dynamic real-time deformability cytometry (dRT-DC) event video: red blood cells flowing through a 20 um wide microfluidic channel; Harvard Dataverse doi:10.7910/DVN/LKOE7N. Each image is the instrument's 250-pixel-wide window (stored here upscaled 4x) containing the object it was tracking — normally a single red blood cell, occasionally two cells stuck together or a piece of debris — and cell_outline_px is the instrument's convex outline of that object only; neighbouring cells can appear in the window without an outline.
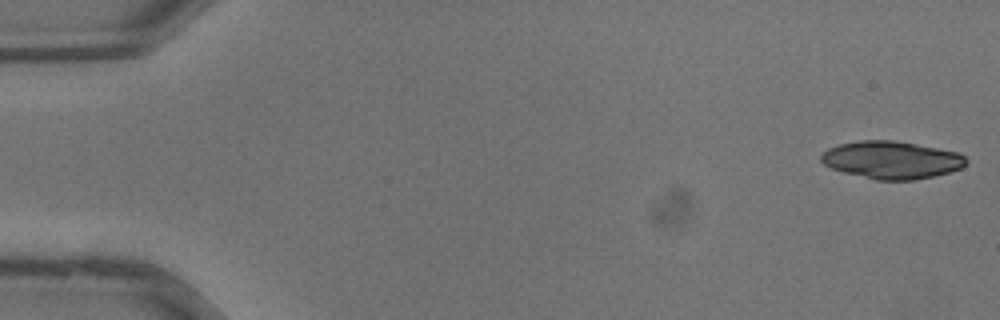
{"species": "common noctule bat (a hibernating species)", "species_latin": "Nyctalus noctula", "temperature_condition": "warm", "stored_images_in_passage": 6, "camera_frame_rate_fps": 3000, "um_per_image_px": 0.085, "animal": {"sex": "male", "body_mass_g": 13.3}, "frame": {"image": 1, "passage_image": 1, "time_ms": 0.0, "image_size_px": [1000, 320], "cell_outline_px": [[968, 160], [960, 168], [948, 172], [932, 176], [912, 180], [876, 180], [844, 172], [832, 168], [824, 164], [820, 160], [820, 156], [828, 148], [840, 144], [860, 140], [892, 140], [916, 144], [960, 152]], "centroid_in_image_um": [75.78, 13.59], "position_along_channel_um": 9.2, "area_um2": 31.56}}